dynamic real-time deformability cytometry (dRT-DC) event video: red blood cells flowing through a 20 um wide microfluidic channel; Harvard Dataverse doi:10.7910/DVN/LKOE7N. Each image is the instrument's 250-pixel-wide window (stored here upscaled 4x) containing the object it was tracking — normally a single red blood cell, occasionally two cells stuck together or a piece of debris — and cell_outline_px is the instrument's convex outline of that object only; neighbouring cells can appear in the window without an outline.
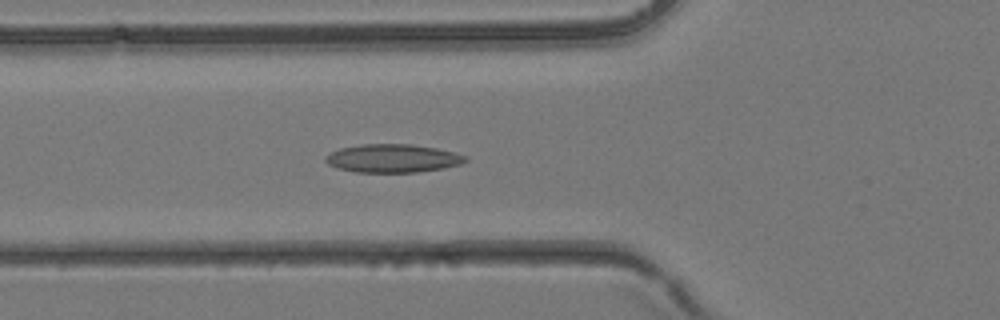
{"species": "common noctule bat (a hibernating species)", "species_latin": "Nyctalus noctula", "temperature_condition": "room temperature", "stored_images_in_passage": 39, "camera_frame_rate_fps": 3000, "um_per_image_px": 0.085, "animal": {"sex": "female", "body_mass_g": 24.6, "forearm_length_mm": 56.2}, "frame": {"image": 1, "passage_image": 14, "time_ms": 4.333, "image_size_px": [1000, 320], "cell_outline_px": [[468, 160], [460, 164], [444, 168], [416, 172], [356, 172], [336, 168], [328, 164], [324, 160], [324, 156], [340, 148], [360, 144], [412, 144], [436, 148], [468, 156]], "centroid_in_image_um": [33.36, 13.46], "position_along_channel_um": 92.4, "area_um2": 23.12}}
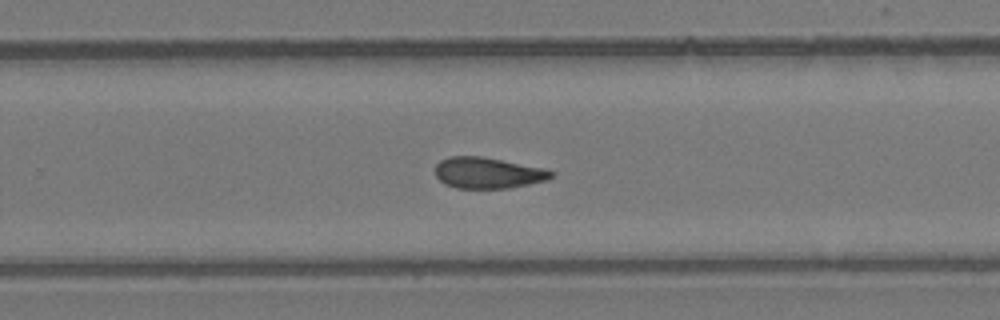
{"frame": {"image": 2, "passage_image": 25, "time_ms": 8.0, "image_size_px": [1000, 320], "cell_outline_px": [[556, 172], [548, 180], [508, 188], [456, 188], [444, 184], [436, 176], [436, 164], [440, 160], [448, 156], [480, 156], [548, 168]], "centroid_in_image_um": [41.5, 14.69], "position_along_channel_um": 288.3, "area_um2": 21.21}}
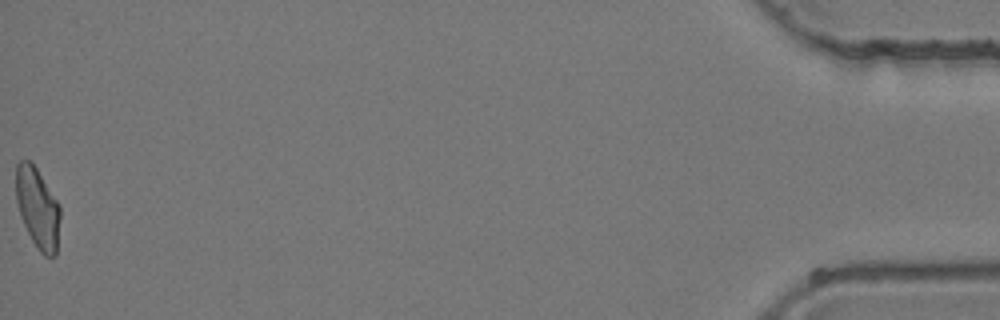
{"frame": {"image": 3, "passage_image": 39, "time_ms": 12.667, "image_size_px": [1000, 320], "cell_outline_px": [[60, 216], [56, 256], [44, 256], [40, 252], [32, 240], [20, 216], [16, 200], [16, 164], [20, 160], [28, 160], [36, 168], [60, 204]], "centroid_in_image_um": [3.2, 17.68], "position_along_channel_um": 432.0, "area_um2": 20.69}}